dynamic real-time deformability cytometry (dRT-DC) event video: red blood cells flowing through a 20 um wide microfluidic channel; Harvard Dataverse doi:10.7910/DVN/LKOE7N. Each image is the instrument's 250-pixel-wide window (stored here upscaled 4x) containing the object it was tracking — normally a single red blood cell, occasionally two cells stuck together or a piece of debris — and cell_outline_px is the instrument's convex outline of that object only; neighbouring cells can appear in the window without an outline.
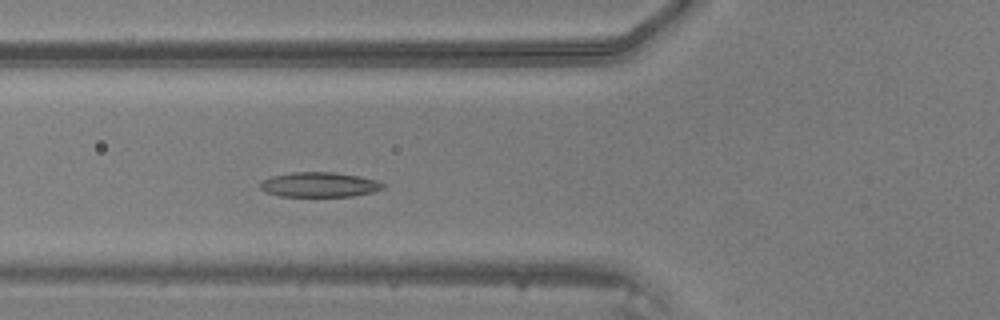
{"species": "common noctule bat (a hibernating species)", "species_latin": "Nyctalus noctula", "temperature_condition": "warm", "stored_images_in_passage": 32, "camera_frame_rate_fps": 3000, "um_per_image_px": 0.085, "animal": {"sex": "male", "body_mass_g": 20.5, "forearm_length_mm": 52.5}, "frame": {"image": 1, "passage_image": 6, "time_ms": 1.667, "image_size_px": [1000, 320], "cell_outline_px": [[384, 188], [372, 192], [352, 196], [280, 196], [268, 192], [260, 188], [260, 184], [264, 180], [272, 176], [292, 172], [332, 172], [360, 176], [376, 180], [384, 184]], "centroid_in_image_um": [27.17, 15.69], "position_along_channel_um": 98.6, "area_um2": 17.57}}
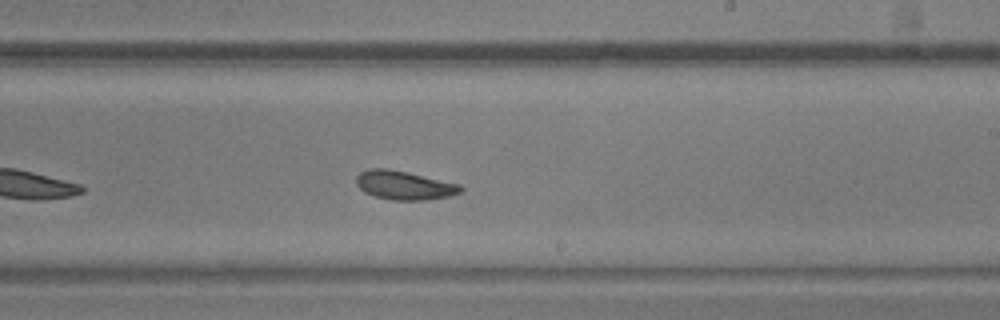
{"frame": {"image": 2, "passage_image": 17, "time_ms": 5.333, "image_size_px": [1000, 320], "cell_outline_px": [[464, 188], [460, 192], [452, 196], [428, 200], [392, 200], [376, 196], [364, 192], [356, 184], [356, 176], [360, 172], [368, 168], [384, 168], [408, 172], [460, 184]], "centroid_in_image_um": [34.37, 15.75], "position_along_channel_um": 254.6, "area_um2": 17.63}}
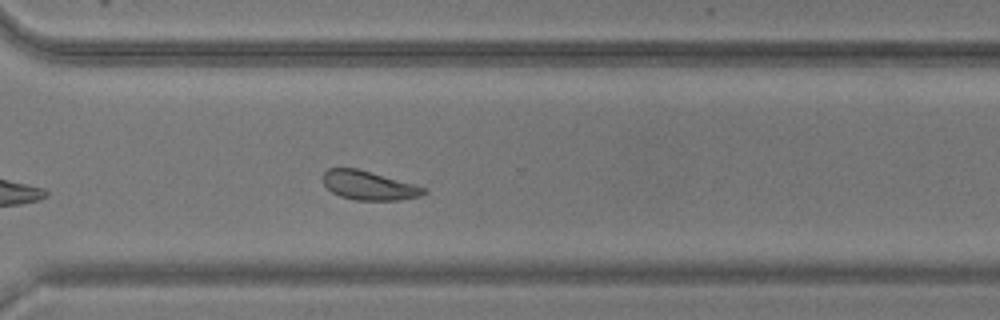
{"frame": {"image": 3, "passage_image": 23, "time_ms": 7.333, "image_size_px": [1000, 320], "cell_outline_px": [[428, 192], [420, 196], [400, 200], [356, 200], [340, 196], [332, 192], [324, 184], [320, 176], [328, 168], [356, 168], [416, 184], [428, 188]], "centroid_in_image_um": [31.36, 15.76], "position_along_channel_um": 339.2, "area_um2": 17.22}}